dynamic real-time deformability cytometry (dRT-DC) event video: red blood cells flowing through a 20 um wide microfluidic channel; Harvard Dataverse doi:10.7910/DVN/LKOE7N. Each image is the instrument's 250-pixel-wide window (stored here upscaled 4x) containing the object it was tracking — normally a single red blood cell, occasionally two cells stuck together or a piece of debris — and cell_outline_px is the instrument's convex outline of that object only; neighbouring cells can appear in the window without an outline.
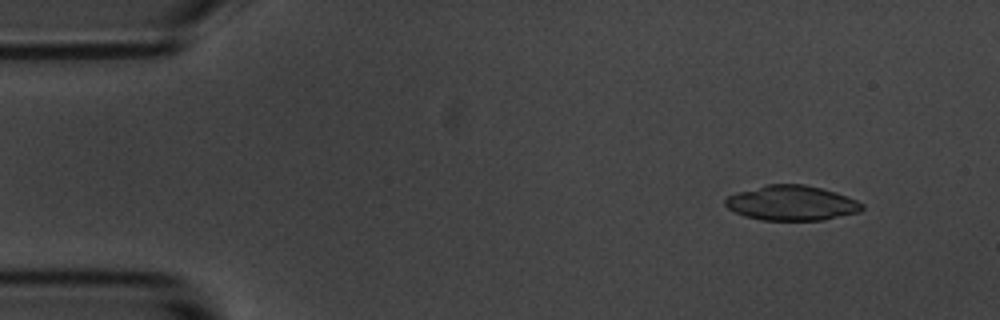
{"species": "common noctule bat (a hibernating species)", "species_latin": "Nyctalus noctula", "temperature_condition": "room temperature", "stored_images_in_passage": 6, "camera_frame_rate_fps": 3000, "um_per_image_px": 0.085, "animal": {"sex": "male", "body_mass_g": 20.1, "forearm_length_mm": 53.5}, "frame": {"image": 1, "passage_image": 2, "time_ms": 1.0, "image_size_px": [1000, 320], "cell_outline_px": [[864, 208], [860, 212], [824, 220], [760, 220], [744, 216], [728, 208], [724, 204], [724, 200], [728, 196], [736, 192], [768, 184], [804, 184], [836, 192], [856, 200], [864, 204]], "centroid_in_image_um": [67.29, 17.26], "position_along_channel_um": 17.7, "area_um2": 27.92}}